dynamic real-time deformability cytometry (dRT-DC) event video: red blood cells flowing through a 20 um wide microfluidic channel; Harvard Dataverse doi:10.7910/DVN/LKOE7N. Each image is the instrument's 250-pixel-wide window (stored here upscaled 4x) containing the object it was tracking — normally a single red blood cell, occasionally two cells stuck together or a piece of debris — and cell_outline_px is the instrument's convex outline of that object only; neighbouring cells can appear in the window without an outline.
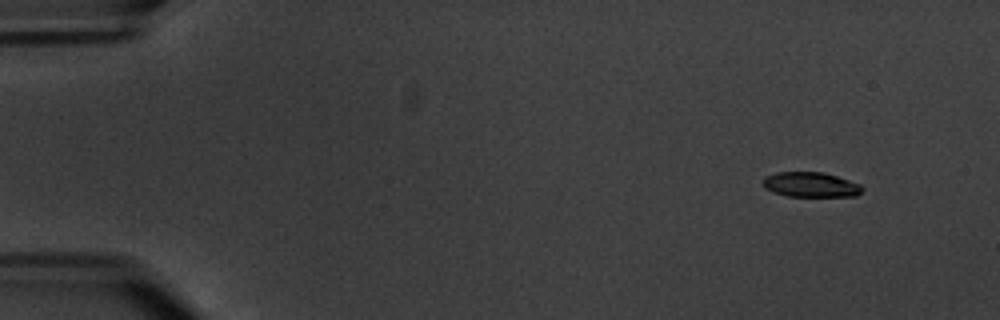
{"species": "common noctule bat (a hibernating species)", "species_latin": "Nyctalus noctula", "temperature_condition": "warm", "stored_images_in_passage": 7, "camera_frame_rate_fps": 3000, "um_per_image_px": 0.085, "animal": {"sex": "male", "body_mass_g": 20.1, "forearm_length_mm": 53.5}, "frame": {"image": 1, "passage_image": 1, "time_ms": 0.0, "image_size_px": [1000, 320], "cell_outline_px": [[864, 188], [856, 196], [788, 196], [772, 192], [764, 188], [764, 176], [776, 172], [824, 172], [860, 184]], "centroid_in_image_um": [68.89, 15.69], "position_along_channel_um": 16.1, "area_um2": 14.39}}
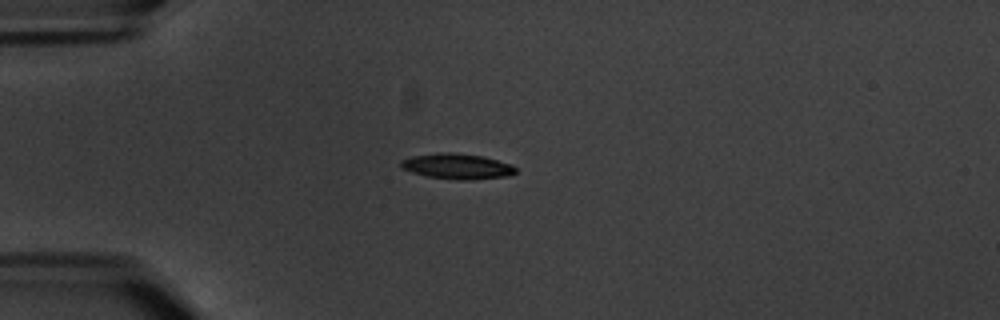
{"frame": {"image": 2, "passage_image": 4, "time_ms": 3.667, "image_size_px": [1000, 320], "cell_outline_px": [[516, 172], [508, 176], [468, 180], [460, 180], [428, 176], [412, 172], [400, 168], [400, 160], [412, 156], [440, 152], [448, 152], [484, 156], [512, 164], [516, 168]], "centroid_in_image_um": [38.86, 14.13], "position_along_channel_um": 46.1, "area_um2": 17.05}}